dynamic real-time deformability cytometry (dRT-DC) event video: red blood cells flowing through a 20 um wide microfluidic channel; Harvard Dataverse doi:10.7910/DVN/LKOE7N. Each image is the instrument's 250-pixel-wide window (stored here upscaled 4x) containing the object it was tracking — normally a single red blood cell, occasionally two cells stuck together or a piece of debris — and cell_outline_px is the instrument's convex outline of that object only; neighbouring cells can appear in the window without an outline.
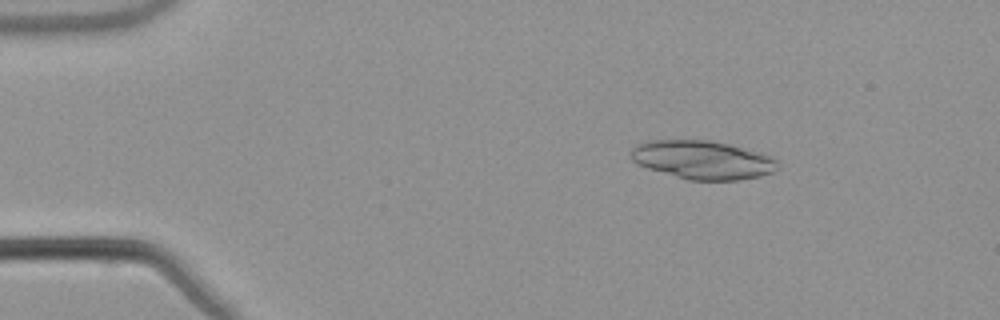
{"species": "common noctule bat (a hibernating species)", "species_latin": "Nyctalus noctula", "temperature_condition": "warm", "stored_images_in_passage": 53, "camera_frame_rate_fps": 3000, "um_per_image_px": 0.085, "animal": {"sex": "male", "body_mass_g": 21.5, "forearm_length_mm": 52.0}, "frame": {"image": 1, "passage_image": 8, "time_ms": 2.333, "image_size_px": [1000, 320], "cell_outline_px": [[780, 168], [772, 172], [760, 176], [740, 180], [688, 180], [648, 168], [636, 164], [632, 160], [632, 148], [636, 144], [648, 140], [708, 140], [728, 144], [772, 156], [780, 164]], "centroid_in_image_um": [59.73, 13.59], "position_along_channel_um": 25.3, "area_um2": 32.95}}